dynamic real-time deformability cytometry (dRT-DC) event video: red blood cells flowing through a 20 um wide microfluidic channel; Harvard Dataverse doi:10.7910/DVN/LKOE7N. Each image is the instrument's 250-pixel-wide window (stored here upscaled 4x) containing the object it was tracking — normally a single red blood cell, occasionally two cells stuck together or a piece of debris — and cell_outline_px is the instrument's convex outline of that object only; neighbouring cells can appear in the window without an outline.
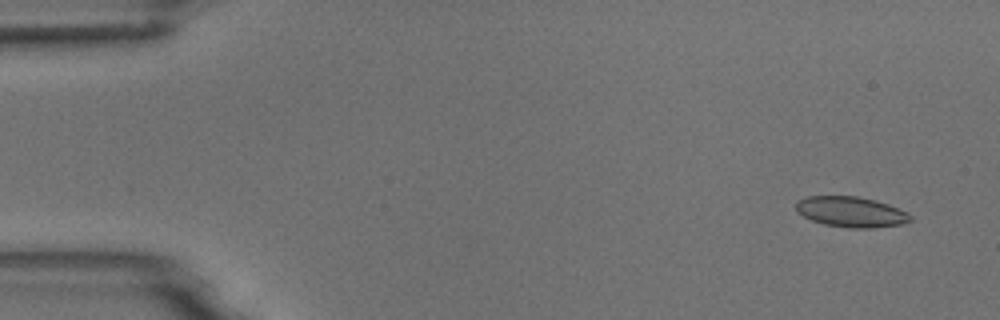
{"species": "common noctule bat (a hibernating species)", "species_latin": "Nyctalus noctula", "temperature_condition": "room temperature", "stored_images_in_passage": 3, "camera_frame_rate_fps": 3000, "um_per_image_px": 0.085, "animal": {"sex": "male", "body_mass_g": 18.8}, "frame": {"image": 1, "passage_image": 1, "time_ms": 0.0, "image_size_px": [1000, 320], "cell_outline_px": [[912, 220], [900, 224], [872, 228], [848, 228], [824, 224], [812, 220], [796, 212], [796, 200], [808, 196], [856, 196], [876, 200], [888, 204], [908, 212], [912, 216]], "centroid_in_image_um": [72.33, 18.0], "position_along_channel_um": 12.7, "area_um2": 20.4}}